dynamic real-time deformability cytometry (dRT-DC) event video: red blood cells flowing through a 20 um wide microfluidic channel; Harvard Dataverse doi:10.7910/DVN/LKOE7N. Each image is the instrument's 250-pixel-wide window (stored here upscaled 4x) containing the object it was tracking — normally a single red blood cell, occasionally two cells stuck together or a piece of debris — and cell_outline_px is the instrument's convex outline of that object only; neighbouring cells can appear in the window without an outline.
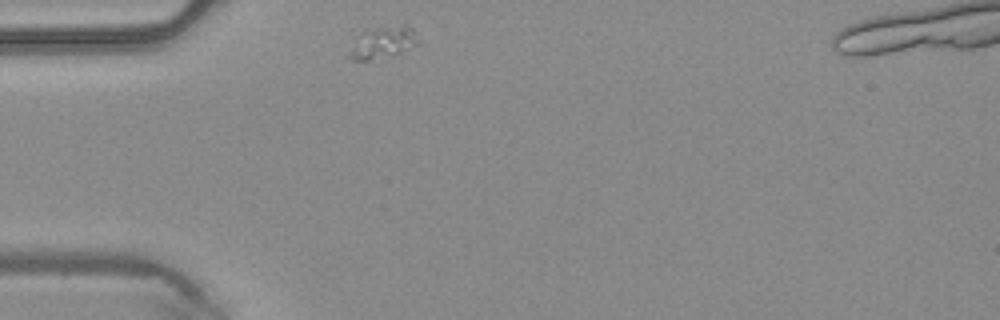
{"species": "common noctule bat (a hibernating species)", "species_latin": "Nyctalus noctula", "temperature_condition": "warm", "stored_images_in_passage": 29, "camera_frame_rate_fps": 3000, "um_per_image_px": 0.085, "animal": {"sex": "male", "body_mass_g": 20.4}, "frame": {"image": 1, "passage_image": 1, "time_ms": 0.0, "image_size_px": [1000, 320], "cell_outline_px": [[420, 44], [392, 56], [364, 60], [348, 60], [344, 56], [360, 32], [380, 28], [404, 24], [408, 24], [416, 32], [420, 40]], "centroid_in_image_um": [32.54, 3.63], "position_along_channel_um": 52.5, "area_um2": 13.18}}
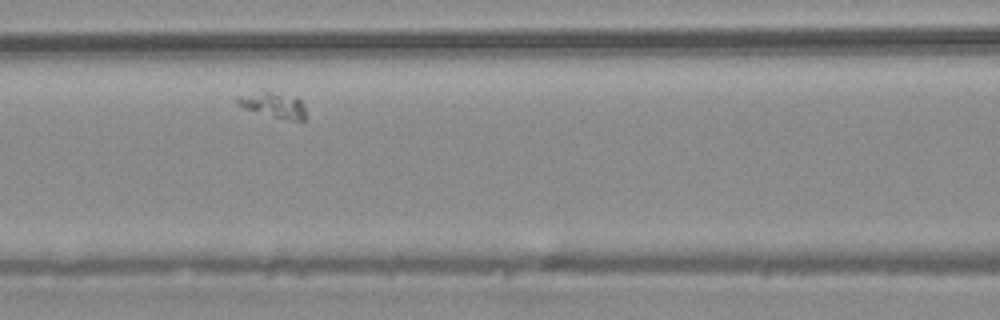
{"frame": {"image": 2, "passage_image": 9, "time_ms": 2.667, "image_size_px": [1000, 320], "cell_outline_px": [[308, 120], [292, 120], [244, 108], [236, 100], [236, 96], [260, 88], [264, 88], [296, 96], [304, 104]], "centroid_in_image_um": [23.27, 8.83], "position_along_channel_um": 143.3, "area_um2": 10.64}}
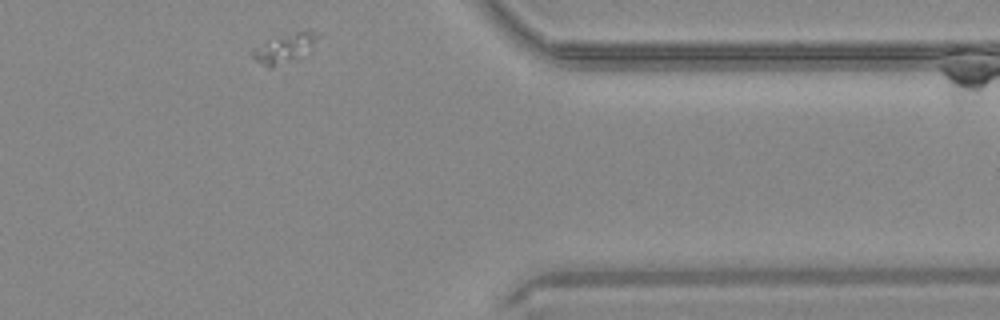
{"frame": {"image": 3, "passage_image": 29, "time_ms": 9.333, "image_size_px": [1000, 320], "cell_outline_px": [[320, 36], [304, 56], [272, 68], [268, 68], [256, 60], [252, 56], [252, 52], [256, 48], [264, 44], [296, 32], [308, 28], [316, 32]], "centroid_in_image_um": [24.28, 4.12], "position_along_channel_um": 387.1, "area_um2": 10.64}}